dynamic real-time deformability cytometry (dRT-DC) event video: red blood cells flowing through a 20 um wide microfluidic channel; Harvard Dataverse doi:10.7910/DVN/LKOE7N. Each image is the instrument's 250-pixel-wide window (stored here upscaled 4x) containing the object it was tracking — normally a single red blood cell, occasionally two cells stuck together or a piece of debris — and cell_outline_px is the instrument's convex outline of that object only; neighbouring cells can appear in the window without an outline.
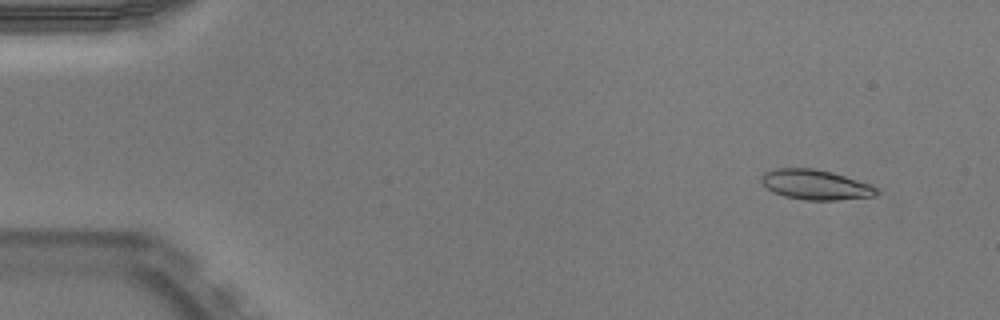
{"species": "Egyptian fruit bat (a non-hibernating species)", "species_latin": "Rousettus aegyptiacus", "temperature_condition": "warm", "stored_images_in_passage": 50, "camera_frame_rate_fps": 3000, "um_per_image_px": 0.085, "animal": {"sex": "male"}, "frame": {"image": 1, "passage_image": 5, "time_ms": 1.333, "image_size_px": [1000, 320], "cell_outline_px": [[880, 192], [876, 196], [836, 200], [804, 200], [784, 196], [772, 192], [760, 180], [760, 176], [764, 172], [776, 168], [812, 168], [832, 172], [872, 184]], "centroid_in_image_um": [69.33, 15.7], "position_along_channel_um": 15.7, "area_um2": 20.29}}
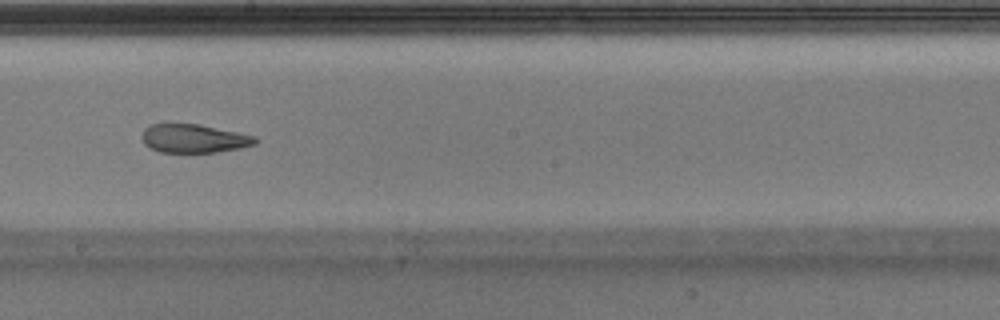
{"frame": {"image": 2, "passage_image": 30, "time_ms": 9.667, "image_size_px": [1000, 320], "cell_outline_px": [[256, 144], [240, 148], [216, 152], [160, 152], [144, 144], [140, 136], [144, 128], [152, 124], [168, 120], [200, 124], [256, 136]], "centroid_in_image_um": [16.4, 11.72], "position_along_channel_um": 231.8, "area_um2": 19.54}}
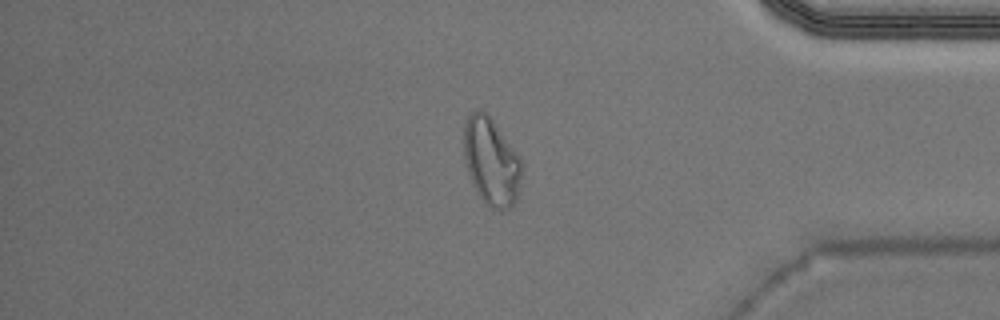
{"frame": {"image": 3, "passage_image": 44, "time_ms": 14.333, "image_size_px": [1000, 320], "cell_outline_px": [[524, 164], [516, 200], [508, 208], [500, 212], [484, 204], [476, 192], [468, 172], [464, 156], [464, 128], [468, 116], [472, 112], [480, 108], [492, 120], [520, 156]], "centroid_in_image_um": [41.77, 13.77], "position_along_channel_um": 393.4, "area_um2": 29.59}}